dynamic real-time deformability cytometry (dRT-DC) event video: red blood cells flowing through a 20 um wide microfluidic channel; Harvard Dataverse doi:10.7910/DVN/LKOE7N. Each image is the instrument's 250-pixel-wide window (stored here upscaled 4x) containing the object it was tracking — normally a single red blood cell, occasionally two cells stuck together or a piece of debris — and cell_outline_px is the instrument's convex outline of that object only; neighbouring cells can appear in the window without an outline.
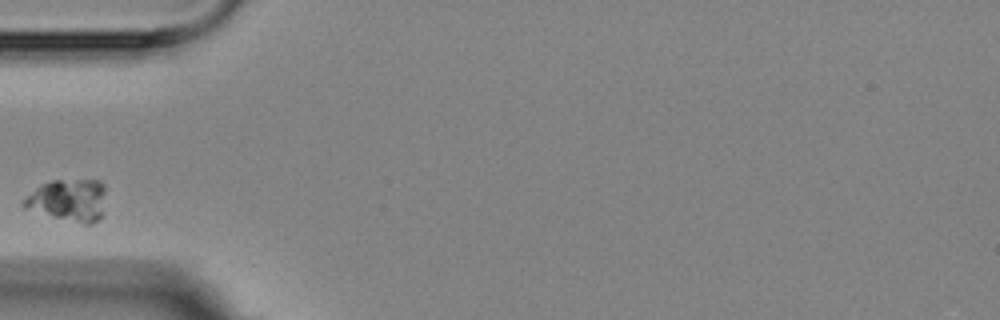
{"species": "Egyptian fruit bat (a non-hibernating species)", "species_latin": "Rousettus aegyptiacus", "temperature_condition": "room temperature", "stored_images_in_passage": 1, "camera_frame_rate_fps": 3000, "um_per_image_px": 0.085, "animal": {"sex": "female"}, "frame": {"image": 1, "passage_image": 1, "time_ms": 0.0, "image_size_px": [1000, 320], "cell_outline_px": [[104, 192], [100, 216], [92, 224], [88, 224], [52, 216], [24, 208], [20, 204], [36, 188], [52, 180], [100, 180], [104, 184]], "centroid_in_image_um": [5.8, 16.99], "position_along_channel_um": 79.2, "area_um2": 19.54}}